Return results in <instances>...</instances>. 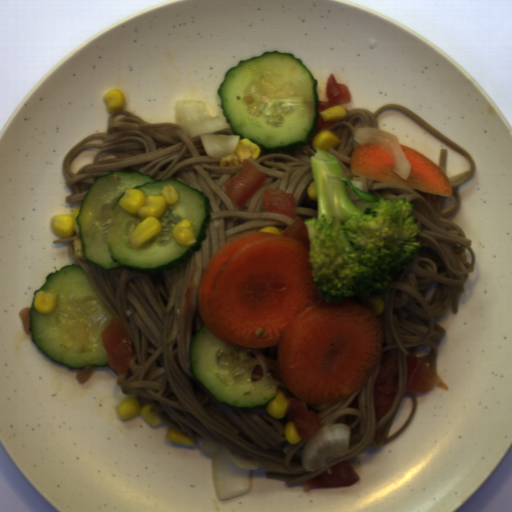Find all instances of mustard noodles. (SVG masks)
<instances>
[{"instance_id": "0af2e427", "label": "mustard noodles", "mask_w": 512, "mask_h": 512, "mask_svg": "<svg viewBox=\"0 0 512 512\" xmlns=\"http://www.w3.org/2000/svg\"><path fill=\"white\" fill-rule=\"evenodd\" d=\"M345 112L334 126L323 128L342 141L328 153L338 159L345 175L361 190L413 204L411 216L421 229L416 237L421 246L418 260L393 272L388 289L380 296L385 303L382 315L377 316L384 335L382 356L392 348L398 353L400 390L393 407L376 422L374 391L380 363L365 386L343 401L319 406L306 403L319 417L320 429L338 422L351 429L347 454L330 459L313 472L301 466L300 453L309 438L293 446L284 438V426L294 420L292 409L280 420L267 413V405L248 409L218 402L194 377L189 346L202 327L197 311L198 284L212 254L235 237L259 231L267 224L278 227L281 234L295 219L264 209L261 199L265 188L281 187L294 193L299 217H317V201L310 200L306 190L314 181L310 157L316 152L311 140L323 129L316 128L301 146L263 148L257 159L248 157L253 166L263 170L265 184L241 206L231 201L224 185L240 175L244 165L221 167V158L207 154L201 136L192 137L182 124L149 123L123 108L110 112L106 132L89 134L61 161L62 179L74 192L65 197V204L83 202L95 179L120 171H138L161 181L178 180L208 196L210 219L205 238L185 262L157 273L122 267L107 270L84 256L78 264L132 341L129 369L124 373L114 370L115 385L126 398H137L140 408L157 402L150 413L162 411L181 428V434L192 441H197V434L265 468V479L284 481L286 487L331 473L336 463H350L366 448H381L407 431L419 407L418 393L406 391L408 359L416 356L437 374L440 345L435 341L445 339L446 329L435 319L446 315L451 306L453 314H459V296L465 293L469 274L476 268L472 240L462 226L448 218L458 213L463 203L458 187L475 175L473 155L406 106L388 103L374 113L364 107ZM365 126L395 134L401 145L431 158L448 174L453 197L352 174L350 155L359 145L354 136Z\"/></svg>"}]
</instances>
